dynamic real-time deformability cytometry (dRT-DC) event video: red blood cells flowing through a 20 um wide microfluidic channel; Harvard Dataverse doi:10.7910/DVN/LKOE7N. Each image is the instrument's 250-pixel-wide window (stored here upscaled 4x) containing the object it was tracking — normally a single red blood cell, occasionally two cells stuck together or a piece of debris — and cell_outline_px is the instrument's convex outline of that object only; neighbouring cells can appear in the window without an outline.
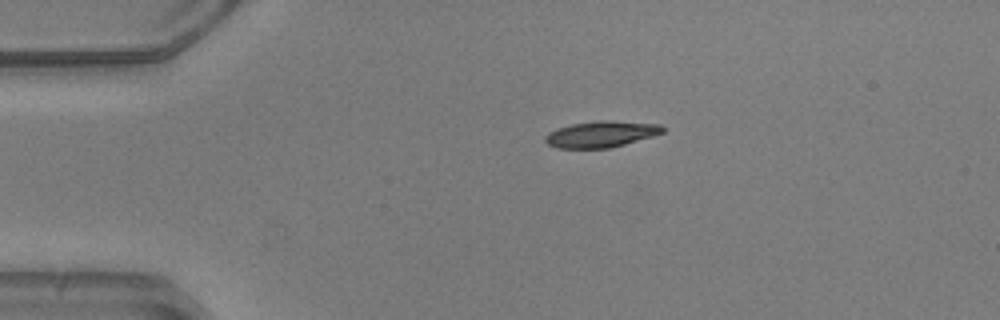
{"species": "common noctule bat (a hibernating species)", "species_latin": "Nyctalus noctula", "temperature_condition": "warm", "stored_images_in_passage": 42, "camera_frame_rate_fps": 3000, "um_per_image_px": 0.085, "animal": {"sex": "male", "body_mass_g": 20.5, "forearm_length_mm": 52.5}, "frame": {"image": 1, "passage_image": 1, "time_ms": 0.0, "image_size_px": [1000, 320], "cell_outline_px": [[664, 132], [652, 136], [624, 144], [608, 148], [556, 148], [548, 144], [544, 140], [544, 136], [548, 132], [556, 128], [572, 124], [600, 120], [612, 120], [660, 124], [664, 128]], "centroid_in_image_um": [51.06, 11.39], "position_along_channel_um": 33.9, "area_um2": 17.98}}
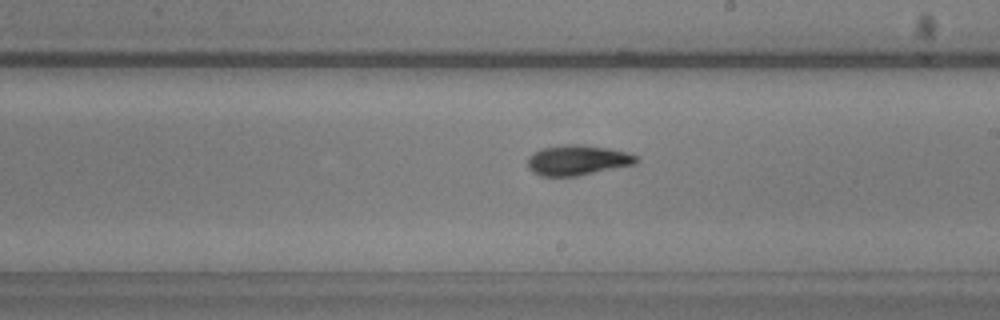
{"frame": {"image": 2, "passage_image": 20, "time_ms": 6.333, "image_size_px": [1000, 320], "cell_outline_px": [[640, 160], [636, 164], [576, 176], [540, 176], [532, 172], [528, 168], [528, 160], [540, 148], [564, 144], [576, 144], [608, 148], [624, 152], [636, 156]], "centroid_in_image_um": [49.08, 13.62], "position_along_channel_um": 239.9, "area_um2": 18.96}}
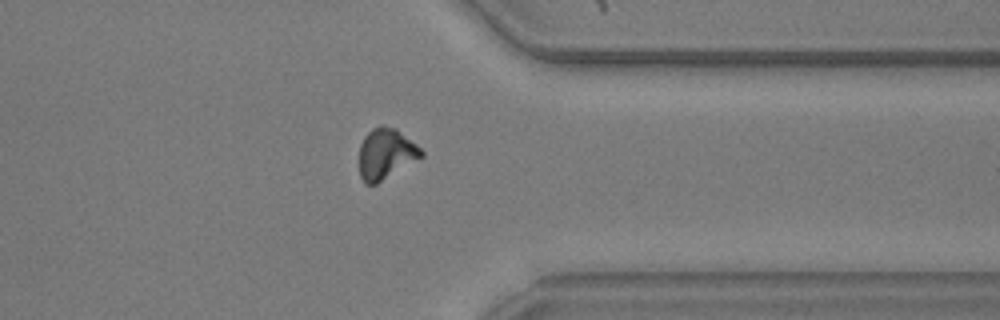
{"frame": {"image": 3, "passage_image": 31, "time_ms": 10.0, "image_size_px": [1000, 320], "cell_outline_px": [[424, 156], [376, 184], [364, 184], [360, 176], [360, 144], [364, 136], [372, 128], [380, 124], [396, 128], [416, 144], [424, 152]], "centroid_in_image_um": [32.79, 13.06], "position_along_channel_um": 378.6, "area_um2": 18.38}, "authors_computed_cell_mechanics": {"area_um2": 18.1492, "velocity_mm_per_s": 3.9381, "shape_relaxation_time_tau1_ms": 4.7288, "shape_relaxation_time_tau2_ms": 1.9282, "deformation_change_tau1": 0.1844, "deformation_change_tau2": 0.074}}